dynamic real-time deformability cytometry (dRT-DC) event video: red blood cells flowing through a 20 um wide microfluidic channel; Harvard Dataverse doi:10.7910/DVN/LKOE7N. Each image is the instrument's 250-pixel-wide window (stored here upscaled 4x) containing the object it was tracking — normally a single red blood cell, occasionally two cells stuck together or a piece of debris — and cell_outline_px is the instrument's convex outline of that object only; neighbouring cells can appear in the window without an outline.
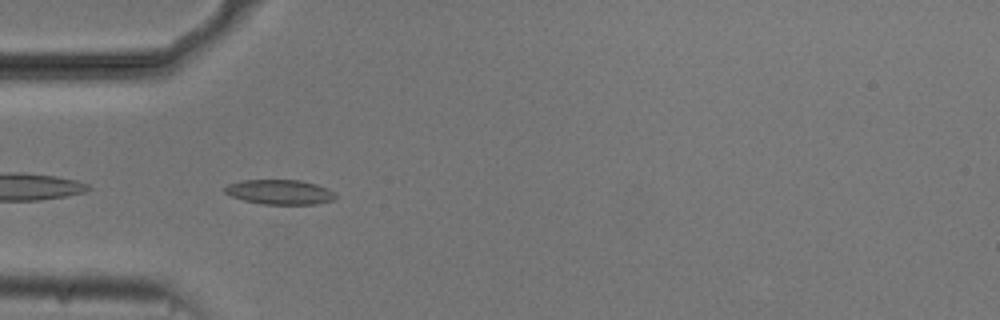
{"species": "common noctule bat (a hibernating species)", "species_latin": "Nyctalus noctula", "temperature_condition": "cold", "stored_images_in_passage": 39, "camera_frame_rate_fps": 3000, "um_per_image_px": 0.085, "animal": {"sex": "male", "body_mass_g": 20.5, "forearm_length_mm": 52.5}, "frame": {"image": 1, "passage_image": 2, "time_ms": 0.333, "image_size_px": [1000, 320], "cell_outline_px": [[336, 196], [332, 200], [316, 204], [264, 204], [244, 200], [232, 196], [224, 192], [224, 188], [228, 184], [240, 180], [300, 180], [316, 184], [328, 188], [336, 192]], "centroid_in_image_um": [23.79, 16.31], "position_along_channel_um": 61.2, "area_um2": 15.95}}
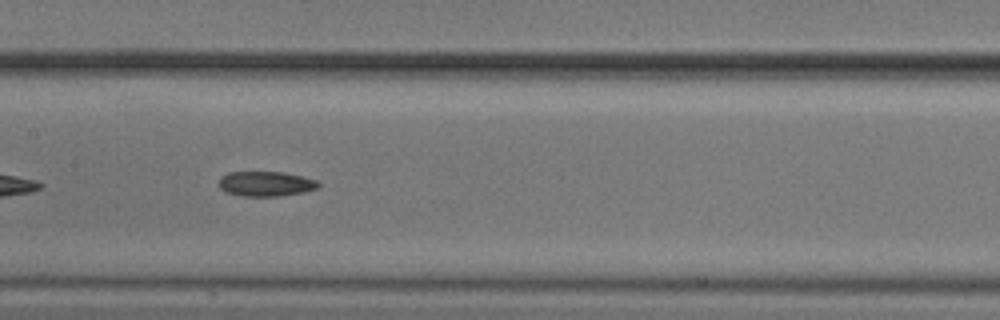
{"frame": {"image": 2, "passage_image": 12, "time_ms": 3.667, "image_size_px": [1000, 320], "cell_outline_px": [[320, 184], [316, 188], [304, 192], [276, 196], [244, 196], [224, 192], [220, 188], [220, 176], [228, 172], [284, 172], [320, 180]], "centroid_in_image_um": [22.6, 15.61], "position_along_channel_um": 184.8, "area_um2": 14.51}}
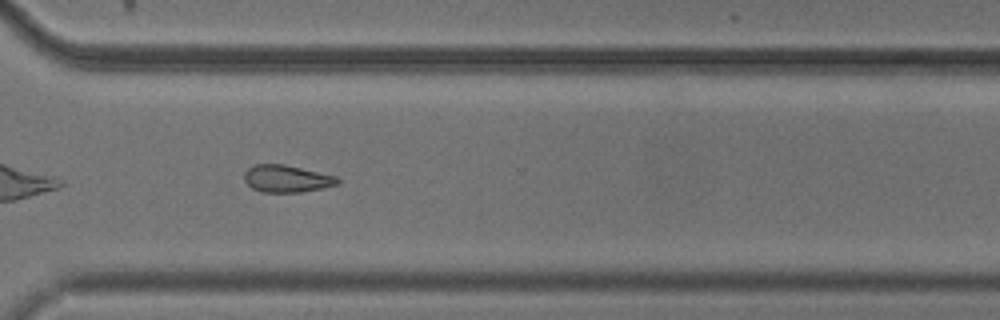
{"frame": {"image": 3, "passage_image": 25, "time_ms": 8.0, "image_size_px": [1000, 320], "cell_outline_px": [[340, 184], [324, 188], [300, 192], [260, 192], [252, 188], [244, 180], [244, 172], [248, 168], [256, 164], [284, 164], [336, 176], [340, 180]], "centroid_in_image_um": [24.38, 15.19], "position_along_channel_um": 346.2, "area_um2": 14.85}, "authors_computed_cell_mechanics": {"area_um2": 15.1436, "velocity_mm_per_s": 3.7407, "shape_relaxation_time_tau1_ms": 8.746, "shape_relaxation_time_tau2_ms": null, "deformation_change_tau1": 0.1352, "deformation_change_tau2": null}}